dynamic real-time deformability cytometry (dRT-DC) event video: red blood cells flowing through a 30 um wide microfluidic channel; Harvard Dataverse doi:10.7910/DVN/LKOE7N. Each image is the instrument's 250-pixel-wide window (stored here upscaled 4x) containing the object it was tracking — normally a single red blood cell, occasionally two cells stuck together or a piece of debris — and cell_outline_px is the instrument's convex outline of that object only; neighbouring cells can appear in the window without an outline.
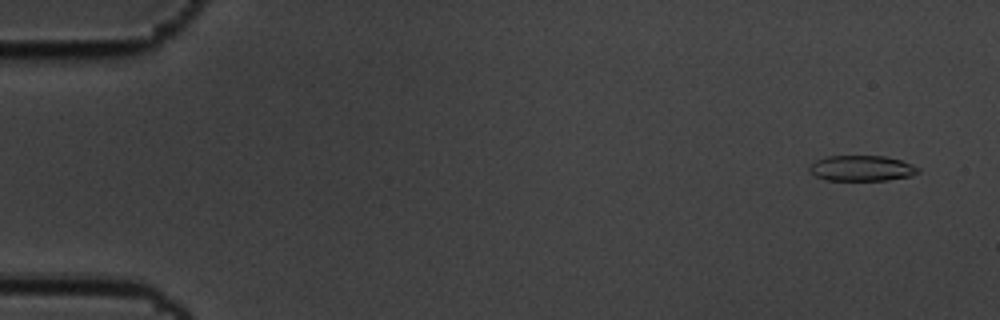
{"species": "common noctule bat (a hibernating species)", "species_latin": "Nyctalus noctula", "temperature_condition": "cold", "stored_images_in_passage": 16, "camera_frame_rate_fps": 3000, "um_per_image_px": 0.085, "animal": {"sex": "male", "body_mass_g": 19.5, "forearm_length_mm": 54.6}, "frame": {"image": 1, "passage_image": 3, "time_ms": 0.667, "image_size_px": [1000, 320], "cell_outline_px": [[920, 172], [912, 176], [888, 180], [828, 180], [816, 176], [808, 168], [816, 160], [828, 156], [884, 156], [900, 160], [912, 164], [920, 168]], "centroid_in_image_um": [73.29, 14.3], "position_along_channel_um": 11.7, "area_um2": 16.13}}